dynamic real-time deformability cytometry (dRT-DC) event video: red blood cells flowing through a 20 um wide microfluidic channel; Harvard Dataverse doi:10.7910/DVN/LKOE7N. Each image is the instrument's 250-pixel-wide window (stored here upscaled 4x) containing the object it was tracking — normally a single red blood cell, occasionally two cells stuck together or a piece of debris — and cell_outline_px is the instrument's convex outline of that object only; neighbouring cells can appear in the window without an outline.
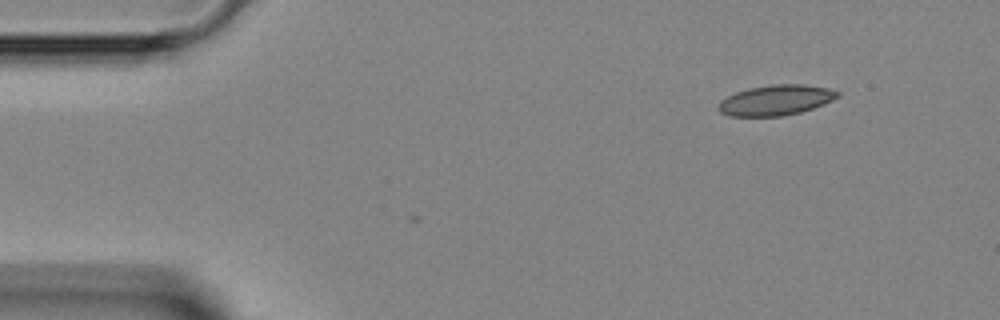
{"species": "Egyptian fruit bat (a non-hibernating species)", "species_latin": "Rousettus aegyptiacus", "temperature_condition": "room temperature", "stored_images_in_passage": 3, "camera_frame_rate_fps": 3000, "um_per_image_px": 0.085, "animal": {"sex": "female"}, "frame": {"image": 1, "passage_image": 1, "time_ms": 0.0, "image_size_px": [1000, 320], "cell_outline_px": [[840, 96], [824, 104], [800, 112], [784, 116], [728, 116], [720, 112], [720, 100], [736, 92], [748, 88], [772, 84], [804, 84], [828, 88], [840, 92]], "centroid_in_image_um": [65.97, 8.51], "position_along_channel_um": 19.0, "area_um2": 21.04}}